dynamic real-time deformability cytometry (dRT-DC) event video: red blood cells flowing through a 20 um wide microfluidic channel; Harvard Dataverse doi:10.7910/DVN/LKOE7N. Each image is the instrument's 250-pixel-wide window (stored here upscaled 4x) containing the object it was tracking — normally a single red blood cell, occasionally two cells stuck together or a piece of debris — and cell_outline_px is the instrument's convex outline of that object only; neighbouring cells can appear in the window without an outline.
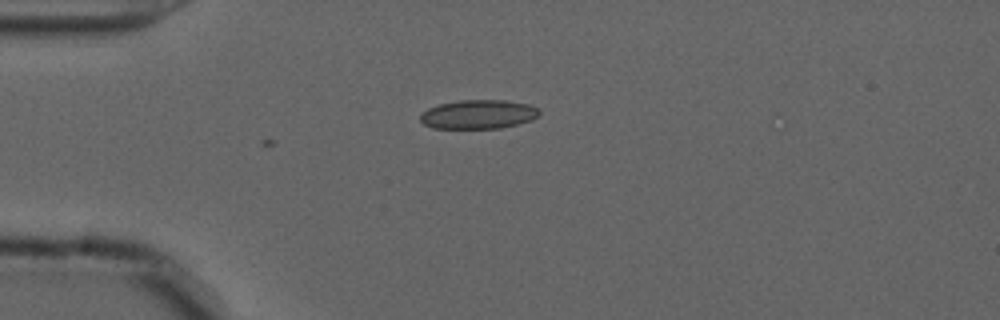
{"species": "common noctule bat (a hibernating species)", "species_latin": "Nyctalus noctula", "temperature_condition": "cold", "stored_images_in_passage": 2, "camera_frame_rate_fps": 3000, "um_per_image_px": 0.085, "animal": {"sex": "male", "forearm_length_mm": 52.5}, "frame": {"image": 1, "passage_image": 2, "time_ms": 0.333, "image_size_px": [1000, 320], "cell_outline_px": [[540, 112], [536, 116], [528, 120], [516, 124], [500, 128], [432, 128], [424, 124], [420, 120], [420, 116], [428, 108], [440, 104], [460, 100], [504, 100], [528, 104], [536, 108]], "centroid_in_image_um": [40.62, 9.71], "position_along_channel_um": 44.4, "area_um2": 19.77}}